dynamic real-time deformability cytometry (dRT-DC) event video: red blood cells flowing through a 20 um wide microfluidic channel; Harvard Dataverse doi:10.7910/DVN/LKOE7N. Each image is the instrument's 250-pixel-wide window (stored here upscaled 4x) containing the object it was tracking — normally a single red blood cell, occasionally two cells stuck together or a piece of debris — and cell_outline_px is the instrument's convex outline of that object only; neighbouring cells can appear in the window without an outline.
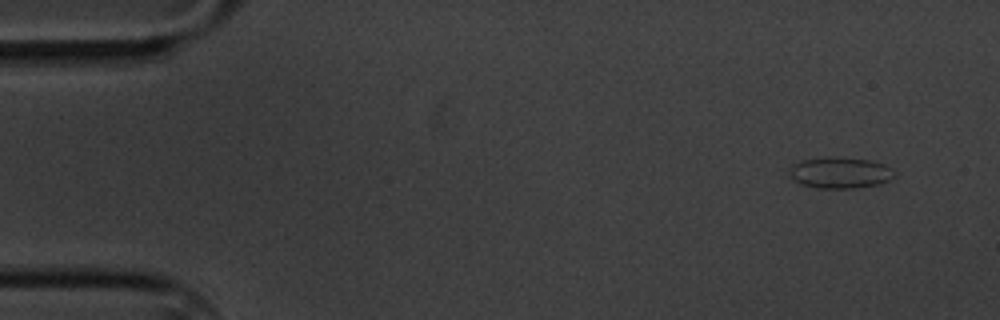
{"species": "common noctule bat (a hibernating species)", "species_latin": "Nyctalus noctula", "temperature_condition": "cold", "stored_images_in_passage": 4, "camera_frame_rate_fps": 3000, "um_per_image_px": 0.085, "animal": {"sex": "male", "body_mass_g": 20.1, "forearm_length_mm": 53.5}, "frame": {"image": 1, "passage_image": 1, "time_ms": 0.0, "image_size_px": [1000, 320], "cell_outline_px": [[896, 172], [888, 180], [880, 184], [856, 188], [816, 188], [800, 184], [788, 172], [792, 164], [800, 160], [824, 156], [836, 156], [868, 160], [884, 164], [892, 168]], "centroid_in_image_um": [71.38, 14.66], "position_along_channel_um": 13.6, "area_um2": 19.31}}
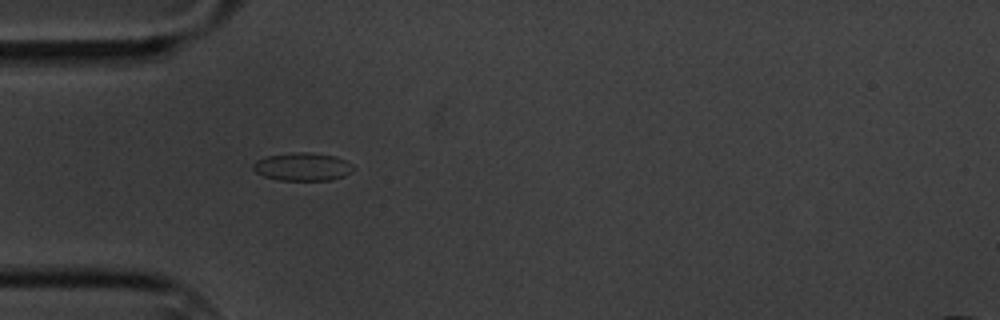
{"frame": {"image": 2, "passage_image": 4, "time_ms": 4.333, "image_size_px": [1000, 320], "cell_outline_px": [[356, 168], [352, 172], [344, 176], [332, 180], [280, 180], [264, 176], [256, 172], [252, 168], [252, 164], [256, 160], [268, 156], [292, 152], [312, 152], [336, 156], [352, 164]], "centroid_in_image_um": [25.74, 14.17], "position_along_channel_um": 59.3, "area_um2": 16.53}}